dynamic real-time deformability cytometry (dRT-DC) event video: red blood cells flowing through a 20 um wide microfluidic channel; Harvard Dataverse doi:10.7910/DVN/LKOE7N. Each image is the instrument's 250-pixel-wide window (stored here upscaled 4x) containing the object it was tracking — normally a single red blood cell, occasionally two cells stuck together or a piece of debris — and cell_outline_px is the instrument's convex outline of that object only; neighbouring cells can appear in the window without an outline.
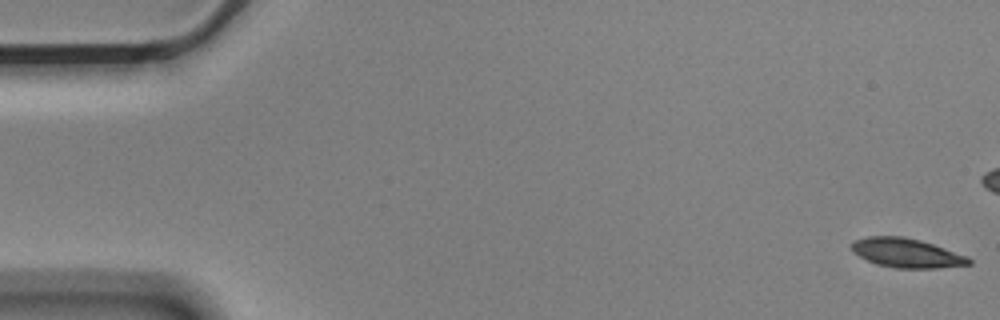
{"species": "Egyptian fruit bat (a non-hibernating species)", "species_latin": "Rousettus aegyptiacus", "temperature_condition": "cold", "stored_images_in_passage": 6, "camera_frame_rate_fps": 3000, "um_per_image_px": 0.085, "animal": {"sex": "male"}, "frame": {"image": 1, "passage_image": 1, "time_ms": 0.0, "image_size_px": [1000, 320], "cell_outline_px": [[972, 264], [936, 268], [896, 268], [880, 264], [868, 260], [852, 252], [848, 244], [852, 240], [868, 236], [904, 236], [920, 240], [968, 256], [972, 260]], "centroid_in_image_um": [77.03, 21.49], "position_along_channel_um": 8.0, "area_um2": 20.0}}
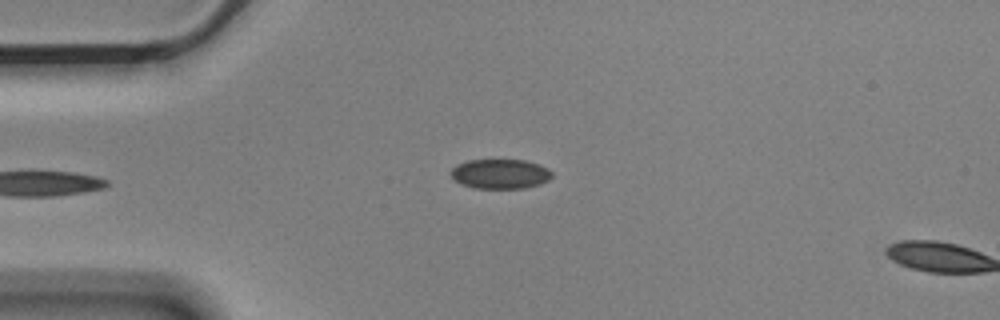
{"frame": {"image": 2, "passage_image": 6, "time_ms": 1.667, "image_size_px": [1000, 320], "cell_outline_px": [[552, 176], [548, 180], [540, 184], [524, 188], [476, 188], [460, 184], [448, 172], [456, 164], [468, 160], [524, 160], [540, 164], [548, 168], [552, 172]], "centroid_in_image_um": [42.51, 14.77], "position_along_channel_um": 42.5, "area_um2": 17.57}}